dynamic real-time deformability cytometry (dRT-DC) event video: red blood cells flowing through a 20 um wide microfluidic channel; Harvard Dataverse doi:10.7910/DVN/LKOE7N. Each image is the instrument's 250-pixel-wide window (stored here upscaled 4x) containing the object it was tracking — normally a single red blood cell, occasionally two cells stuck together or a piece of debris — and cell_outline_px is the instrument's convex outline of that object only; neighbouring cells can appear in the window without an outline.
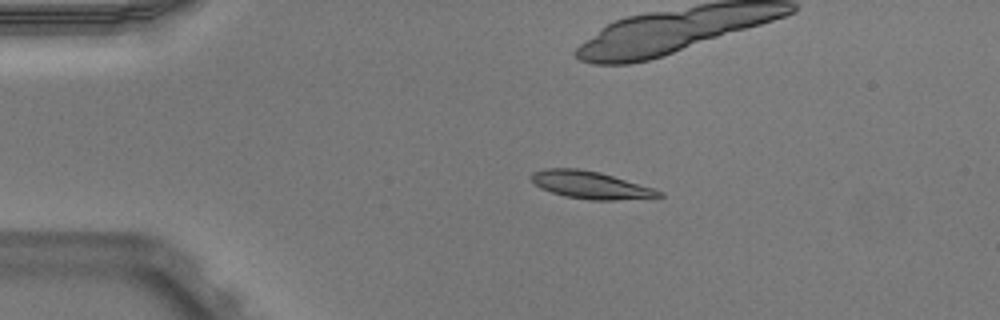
{"species": "Egyptian fruit bat (a non-hibernating species)", "species_latin": "Rousettus aegyptiacus", "temperature_condition": "warm", "stored_images_in_passage": 42, "camera_frame_rate_fps": 3000, "um_per_image_px": 0.085, "animal": {"sex": "male"}, "frame": {"image": 1, "passage_image": 1, "time_ms": 0.0, "image_size_px": [1000, 320], "cell_outline_px": [[664, 196], [616, 200], [592, 200], [564, 196], [540, 188], [532, 180], [532, 172], [544, 168], [576, 168], [600, 172], [656, 188], [664, 192]], "centroid_in_image_um": [50.24, 15.72], "position_along_channel_um": 34.8, "area_um2": 20.46}, "authors_computed_cell_mechanics": {"area_um2": 20.9525, "velocity_mm_per_s": 3.934, "shape_relaxation_time_tau1_ms": 5.6665, "shape_relaxation_time_tau2_ms": 1.8519, "deformation_change_tau1": 0.2079, "deformation_change_tau2": 0.0873}}